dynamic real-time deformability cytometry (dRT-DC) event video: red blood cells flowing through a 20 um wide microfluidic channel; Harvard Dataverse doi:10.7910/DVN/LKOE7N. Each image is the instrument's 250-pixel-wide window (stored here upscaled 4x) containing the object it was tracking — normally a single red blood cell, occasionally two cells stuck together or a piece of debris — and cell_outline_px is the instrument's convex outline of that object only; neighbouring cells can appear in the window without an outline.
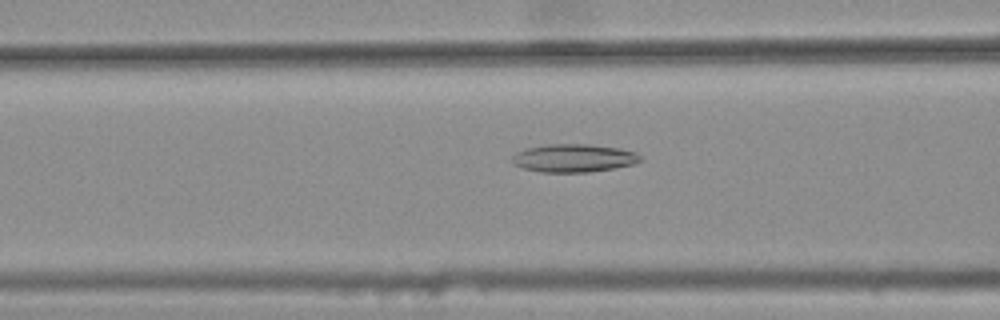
{"species": "common noctule bat (a hibernating species)", "species_latin": "Nyctalus noctula", "temperature_condition": "warm", "stored_images_in_passage": 46, "camera_frame_rate_fps": 3000, "um_per_image_px": 0.085, "animal": {"sex": "female", "body_mass_g": 25.1}, "frame": {"image": 1, "passage_image": 20, "time_ms": 6.333, "image_size_px": [1000, 320], "cell_outline_px": [[640, 160], [632, 164], [612, 168], [588, 172], [540, 172], [524, 168], [512, 164], [508, 160], [516, 152], [524, 148], [548, 144], [588, 144], [620, 148], [636, 152], [640, 156]], "centroid_in_image_um": [48.68, 13.43], "position_along_channel_um": 117.9, "area_um2": 21.04}}
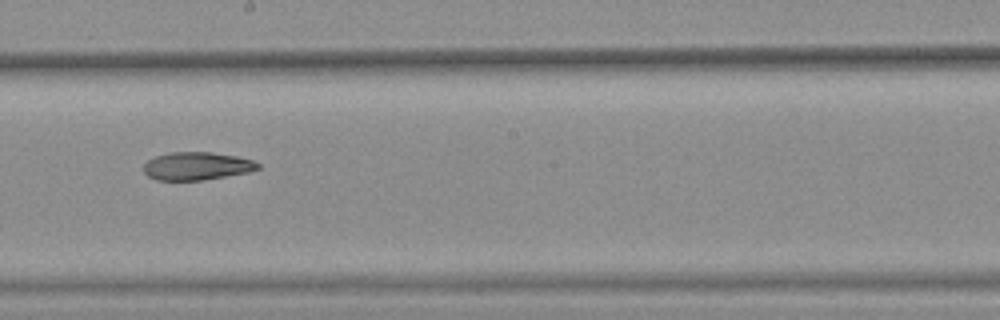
{"frame": {"image": 2, "passage_image": 29, "time_ms": 9.333, "image_size_px": [1000, 320], "cell_outline_px": [[260, 168], [248, 172], [200, 180], [156, 180], [148, 176], [144, 172], [144, 164], [148, 160], [156, 156], [168, 152], [212, 152], [236, 156], [252, 160], [260, 164]], "centroid_in_image_um": [16.71, 14.1], "position_along_channel_um": 231.5, "area_um2": 18.5}}
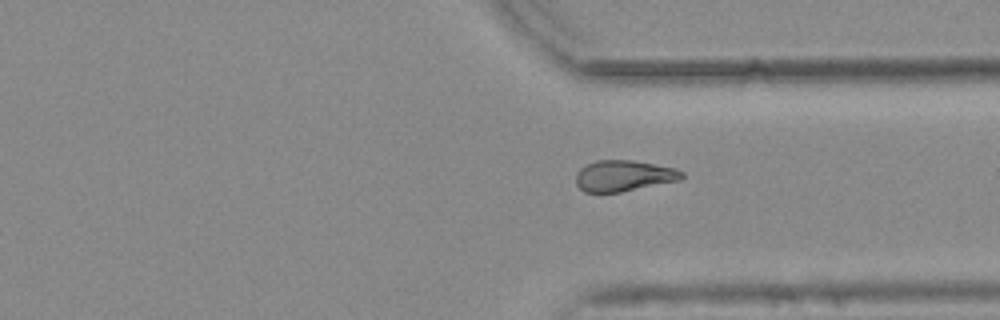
{"frame": {"image": 3, "passage_image": 39, "time_ms": 12.667, "image_size_px": [1000, 320], "cell_outline_px": [[684, 176], [680, 180], [620, 192], [584, 192], [576, 184], [576, 172], [580, 168], [596, 160], [632, 160], [676, 168], [684, 172]], "centroid_in_image_um": [53.02, 14.94], "position_along_channel_um": 358.4, "area_um2": 19.13}, "authors_computed_cell_mechanics": {"area_um2": 19.7965, "velocity_mm_per_s": 3.7915, "shape_relaxation_time_tau1_ms": null, "shape_relaxation_time_tau2_ms": 10.1543, "deformation_change_tau1": null, "deformation_change_tau2": 0.2111}}